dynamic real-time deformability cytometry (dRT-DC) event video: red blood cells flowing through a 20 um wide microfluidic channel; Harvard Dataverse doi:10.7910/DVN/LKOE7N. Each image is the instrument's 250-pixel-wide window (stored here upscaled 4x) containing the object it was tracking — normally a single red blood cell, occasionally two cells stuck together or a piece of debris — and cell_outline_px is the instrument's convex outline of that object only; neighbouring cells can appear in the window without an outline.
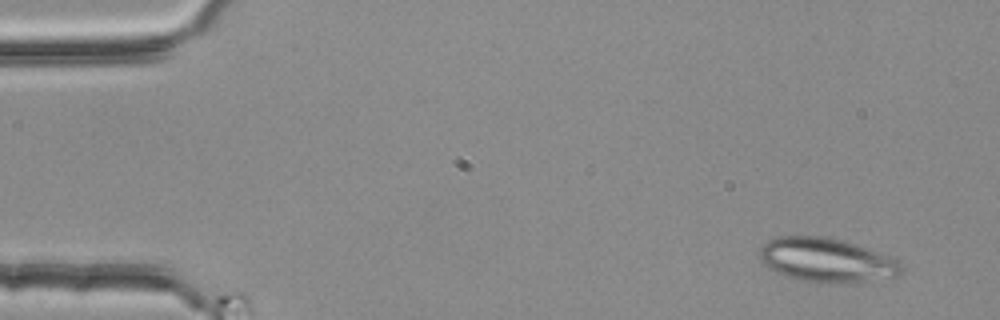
{"species": "common noctule bat (a hibernating species)", "species_latin": "Nyctalus noctula", "temperature_condition": "room temperature", "stored_images_in_passage": 3, "camera_frame_rate_fps": 3000, "um_per_image_px": 0.085, "animal": {"sex": "female", "body_mass_g": 25.1}, "frame": {"image": 1, "passage_image": 1, "time_ms": 0.0, "image_size_px": [1000, 320], "cell_outline_px": [[904, 272], [900, 276], [828, 284], [800, 280], [776, 272], [764, 264], [760, 260], [760, 248], [768, 240], [780, 236], [824, 236], [856, 244], [896, 260], [904, 268]], "centroid_in_image_um": [70.23, 22.11], "position_along_channel_um": 14.8, "area_um2": 35.95}}